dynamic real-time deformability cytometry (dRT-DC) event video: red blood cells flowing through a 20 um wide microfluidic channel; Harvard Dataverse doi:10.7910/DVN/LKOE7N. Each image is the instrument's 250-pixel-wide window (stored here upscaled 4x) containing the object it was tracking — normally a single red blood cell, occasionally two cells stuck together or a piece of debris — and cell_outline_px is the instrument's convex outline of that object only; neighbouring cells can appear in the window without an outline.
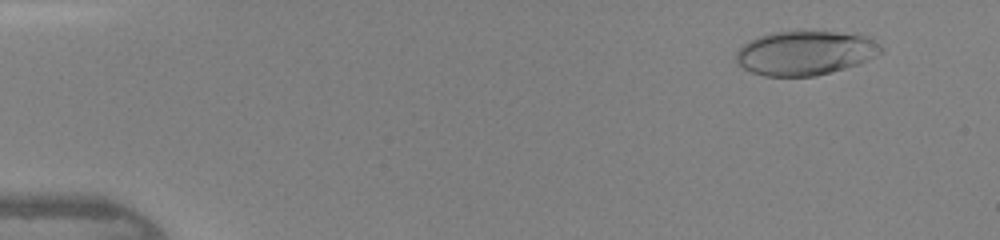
{"species": "human", "species_latin": "Homo sapiens", "temperature_condition": "warm", "stored_images_in_passage": 43, "camera_frame_rate_fps": 3000, "um_per_image_px": 0.085, "donor": {"sex": "female"}, "frame": {"image": 1, "passage_image": 3, "time_ms": 0.667, "image_size_px": [1000, 240], "cell_outline_px": [[884, 52], [856, 64], [844, 68], [816, 76], [764, 76], [752, 72], [736, 64], [736, 52], [744, 44], [760, 36], [772, 32], [832, 32], [868, 36], [884, 48]], "centroid_in_image_um": [68.43, 4.51], "position_along_channel_um": 16.6, "area_um2": 36.93}}
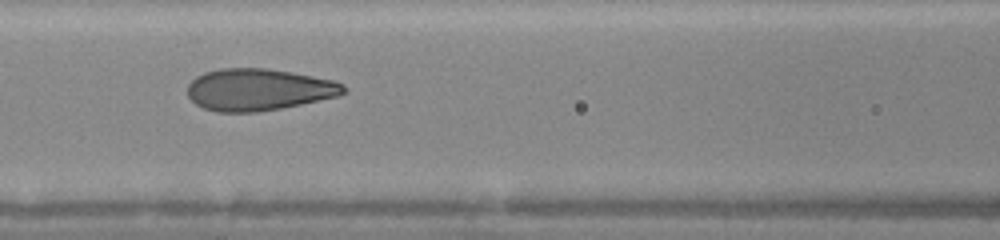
{"frame": {"image": 2, "passage_image": 19, "time_ms": 6.0, "image_size_px": [1000, 240], "cell_outline_px": [[348, 88], [344, 92], [336, 96], [300, 104], [280, 108], [256, 112], [216, 112], [204, 108], [196, 104], [188, 96], [188, 84], [196, 76], [204, 72], [220, 68], [264, 68], [292, 72], [332, 80], [344, 84]], "centroid_in_image_um": [21.95, 7.61], "position_along_channel_um": 144.7, "area_um2": 37.92}}
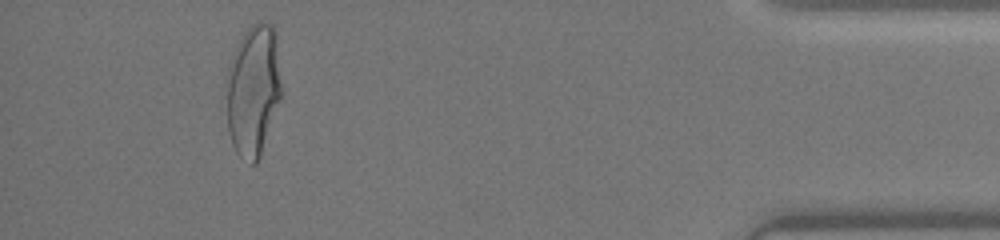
{"frame": {"image": 3, "passage_image": 40, "time_ms": 13.0, "image_size_px": [1000, 240], "cell_outline_px": [[280, 96], [260, 156], [256, 164], [252, 164], [240, 156], [236, 152], [232, 144], [228, 132], [224, 84], [224, 76], [232, 56], [244, 32], [256, 20], [260, 20], [272, 24], [276, 28], [280, 84]], "centroid_in_image_um": [21.47, 7.62], "position_along_channel_um": 413.7, "area_um2": 42.54}}